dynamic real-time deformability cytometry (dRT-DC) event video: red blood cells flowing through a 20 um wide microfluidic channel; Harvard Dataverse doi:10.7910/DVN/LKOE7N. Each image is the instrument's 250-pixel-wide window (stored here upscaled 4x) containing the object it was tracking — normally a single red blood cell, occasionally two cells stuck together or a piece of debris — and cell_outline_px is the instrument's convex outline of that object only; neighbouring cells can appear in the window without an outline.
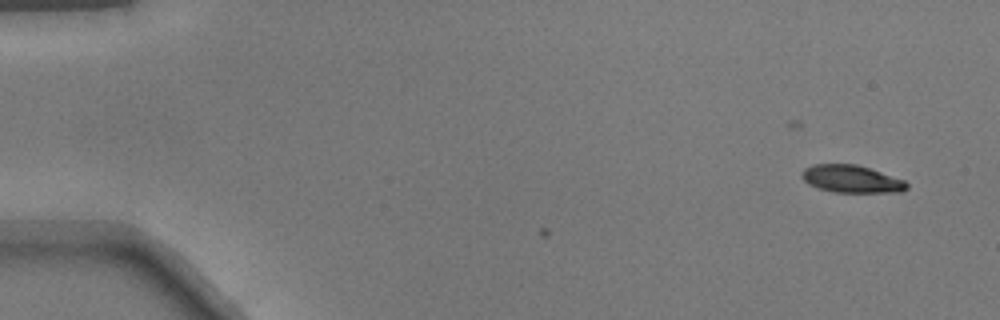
{"species": "common noctule bat (a hibernating species)", "species_latin": "Nyctalus noctula", "temperature_condition": "warm", "stored_images_in_passage": 3, "camera_frame_rate_fps": 3000, "um_per_image_px": 0.085, "animal": {"sex": "male", "body_mass_g": 17.9}, "frame": {"image": 1, "passage_image": 3, "time_ms": 0.667, "image_size_px": [1000, 320], "cell_outline_px": [[908, 188], [900, 192], [836, 192], [820, 188], [808, 184], [800, 176], [804, 168], [812, 164], [856, 164], [904, 180], [908, 184]], "centroid_in_image_um": [72.35, 15.21], "position_along_channel_um": 12.7, "area_um2": 16.65}}